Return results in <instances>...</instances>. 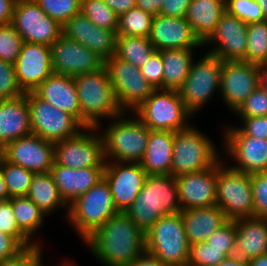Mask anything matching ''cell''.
<instances>
[{
    "instance_id": "obj_1",
    "label": "cell",
    "mask_w": 267,
    "mask_h": 266,
    "mask_svg": "<svg viewBox=\"0 0 267 266\" xmlns=\"http://www.w3.org/2000/svg\"><path fill=\"white\" fill-rule=\"evenodd\" d=\"M104 266H128L146 251L145 233L118 212L84 240Z\"/></svg>"
},
{
    "instance_id": "obj_2",
    "label": "cell",
    "mask_w": 267,
    "mask_h": 266,
    "mask_svg": "<svg viewBox=\"0 0 267 266\" xmlns=\"http://www.w3.org/2000/svg\"><path fill=\"white\" fill-rule=\"evenodd\" d=\"M181 210L176 177L148 175L142 190L125 213L146 233L160 217Z\"/></svg>"
},
{
    "instance_id": "obj_3",
    "label": "cell",
    "mask_w": 267,
    "mask_h": 266,
    "mask_svg": "<svg viewBox=\"0 0 267 266\" xmlns=\"http://www.w3.org/2000/svg\"><path fill=\"white\" fill-rule=\"evenodd\" d=\"M80 106V123L86 127L101 126L102 118L112 119L123 111L116 101L106 67L74 77ZM101 119V120H100Z\"/></svg>"
},
{
    "instance_id": "obj_4",
    "label": "cell",
    "mask_w": 267,
    "mask_h": 266,
    "mask_svg": "<svg viewBox=\"0 0 267 266\" xmlns=\"http://www.w3.org/2000/svg\"><path fill=\"white\" fill-rule=\"evenodd\" d=\"M125 113L112 118L113 122L101 133L106 162L113 159L139 163L144 156L150 129L136 115L126 118Z\"/></svg>"
},
{
    "instance_id": "obj_5",
    "label": "cell",
    "mask_w": 267,
    "mask_h": 266,
    "mask_svg": "<svg viewBox=\"0 0 267 266\" xmlns=\"http://www.w3.org/2000/svg\"><path fill=\"white\" fill-rule=\"evenodd\" d=\"M118 212L109 185L102 178L69 205L68 216L66 217L84 241Z\"/></svg>"
},
{
    "instance_id": "obj_6",
    "label": "cell",
    "mask_w": 267,
    "mask_h": 266,
    "mask_svg": "<svg viewBox=\"0 0 267 266\" xmlns=\"http://www.w3.org/2000/svg\"><path fill=\"white\" fill-rule=\"evenodd\" d=\"M146 251L168 266H187L190 244L181 212L160 217L145 233Z\"/></svg>"
},
{
    "instance_id": "obj_7",
    "label": "cell",
    "mask_w": 267,
    "mask_h": 266,
    "mask_svg": "<svg viewBox=\"0 0 267 266\" xmlns=\"http://www.w3.org/2000/svg\"><path fill=\"white\" fill-rule=\"evenodd\" d=\"M212 140L189 126L174 132L171 175L198 172L212 168L221 157Z\"/></svg>"
},
{
    "instance_id": "obj_8",
    "label": "cell",
    "mask_w": 267,
    "mask_h": 266,
    "mask_svg": "<svg viewBox=\"0 0 267 266\" xmlns=\"http://www.w3.org/2000/svg\"><path fill=\"white\" fill-rule=\"evenodd\" d=\"M133 112L150 130L158 131L185 129L193 116L178 91L159 88Z\"/></svg>"
},
{
    "instance_id": "obj_9",
    "label": "cell",
    "mask_w": 267,
    "mask_h": 266,
    "mask_svg": "<svg viewBox=\"0 0 267 266\" xmlns=\"http://www.w3.org/2000/svg\"><path fill=\"white\" fill-rule=\"evenodd\" d=\"M216 163V205L228 220L254 217L251 174Z\"/></svg>"
},
{
    "instance_id": "obj_10",
    "label": "cell",
    "mask_w": 267,
    "mask_h": 266,
    "mask_svg": "<svg viewBox=\"0 0 267 266\" xmlns=\"http://www.w3.org/2000/svg\"><path fill=\"white\" fill-rule=\"evenodd\" d=\"M223 61L206 53L200 60L192 63L184 84L178 90L187 109L194 115L212 97L220 92Z\"/></svg>"
},
{
    "instance_id": "obj_11",
    "label": "cell",
    "mask_w": 267,
    "mask_h": 266,
    "mask_svg": "<svg viewBox=\"0 0 267 266\" xmlns=\"http://www.w3.org/2000/svg\"><path fill=\"white\" fill-rule=\"evenodd\" d=\"M105 67L116 101L123 112L135 111L151 96L154 87L144 78L139 67L116 55L105 61Z\"/></svg>"
},
{
    "instance_id": "obj_12",
    "label": "cell",
    "mask_w": 267,
    "mask_h": 266,
    "mask_svg": "<svg viewBox=\"0 0 267 266\" xmlns=\"http://www.w3.org/2000/svg\"><path fill=\"white\" fill-rule=\"evenodd\" d=\"M25 95L30 108L32 134L57 143L85 128L74 116L47 103L34 91L26 92Z\"/></svg>"
},
{
    "instance_id": "obj_13",
    "label": "cell",
    "mask_w": 267,
    "mask_h": 266,
    "mask_svg": "<svg viewBox=\"0 0 267 266\" xmlns=\"http://www.w3.org/2000/svg\"><path fill=\"white\" fill-rule=\"evenodd\" d=\"M96 129L86 127L73 137L54 143V161L74 169L105 167L103 140Z\"/></svg>"
},
{
    "instance_id": "obj_14",
    "label": "cell",
    "mask_w": 267,
    "mask_h": 266,
    "mask_svg": "<svg viewBox=\"0 0 267 266\" xmlns=\"http://www.w3.org/2000/svg\"><path fill=\"white\" fill-rule=\"evenodd\" d=\"M24 42L52 46L62 26L50 18L35 0H17L11 23Z\"/></svg>"
},
{
    "instance_id": "obj_15",
    "label": "cell",
    "mask_w": 267,
    "mask_h": 266,
    "mask_svg": "<svg viewBox=\"0 0 267 266\" xmlns=\"http://www.w3.org/2000/svg\"><path fill=\"white\" fill-rule=\"evenodd\" d=\"M236 127L224 129V150L236 162L230 168L247 174L267 172V139L247 136Z\"/></svg>"
},
{
    "instance_id": "obj_16",
    "label": "cell",
    "mask_w": 267,
    "mask_h": 266,
    "mask_svg": "<svg viewBox=\"0 0 267 266\" xmlns=\"http://www.w3.org/2000/svg\"><path fill=\"white\" fill-rule=\"evenodd\" d=\"M147 176L138 162H105L103 178L119 212H125L134 203Z\"/></svg>"
},
{
    "instance_id": "obj_17",
    "label": "cell",
    "mask_w": 267,
    "mask_h": 266,
    "mask_svg": "<svg viewBox=\"0 0 267 266\" xmlns=\"http://www.w3.org/2000/svg\"><path fill=\"white\" fill-rule=\"evenodd\" d=\"M51 51L53 73L59 75L75 77L105 66V61L97 54L63 34L52 44Z\"/></svg>"
},
{
    "instance_id": "obj_18",
    "label": "cell",
    "mask_w": 267,
    "mask_h": 266,
    "mask_svg": "<svg viewBox=\"0 0 267 266\" xmlns=\"http://www.w3.org/2000/svg\"><path fill=\"white\" fill-rule=\"evenodd\" d=\"M259 65L246 61H223L220 92L233 113L259 86Z\"/></svg>"
},
{
    "instance_id": "obj_19",
    "label": "cell",
    "mask_w": 267,
    "mask_h": 266,
    "mask_svg": "<svg viewBox=\"0 0 267 266\" xmlns=\"http://www.w3.org/2000/svg\"><path fill=\"white\" fill-rule=\"evenodd\" d=\"M0 155L8 162L34 173L50 172L54 159V143L30 134L8 143Z\"/></svg>"
},
{
    "instance_id": "obj_20",
    "label": "cell",
    "mask_w": 267,
    "mask_h": 266,
    "mask_svg": "<svg viewBox=\"0 0 267 266\" xmlns=\"http://www.w3.org/2000/svg\"><path fill=\"white\" fill-rule=\"evenodd\" d=\"M211 42L215 45L208 52L212 56L222 61H246L247 24L226 10L203 45Z\"/></svg>"
},
{
    "instance_id": "obj_21",
    "label": "cell",
    "mask_w": 267,
    "mask_h": 266,
    "mask_svg": "<svg viewBox=\"0 0 267 266\" xmlns=\"http://www.w3.org/2000/svg\"><path fill=\"white\" fill-rule=\"evenodd\" d=\"M14 66L22 90L34 91L53 73L51 46L24 42Z\"/></svg>"
},
{
    "instance_id": "obj_22",
    "label": "cell",
    "mask_w": 267,
    "mask_h": 266,
    "mask_svg": "<svg viewBox=\"0 0 267 266\" xmlns=\"http://www.w3.org/2000/svg\"><path fill=\"white\" fill-rule=\"evenodd\" d=\"M62 34L83 44L104 61L115 55L117 32L96 26L82 12L75 14L62 26Z\"/></svg>"
},
{
    "instance_id": "obj_23",
    "label": "cell",
    "mask_w": 267,
    "mask_h": 266,
    "mask_svg": "<svg viewBox=\"0 0 267 266\" xmlns=\"http://www.w3.org/2000/svg\"><path fill=\"white\" fill-rule=\"evenodd\" d=\"M149 40L156 51L204 46L185 17L154 15Z\"/></svg>"
},
{
    "instance_id": "obj_24",
    "label": "cell",
    "mask_w": 267,
    "mask_h": 266,
    "mask_svg": "<svg viewBox=\"0 0 267 266\" xmlns=\"http://www.w3.org/2000/svg\"><path fill=\"white\" fill-rule=\"evenodd\" d=\"M182 210L216 205V164L212 168L176 176Z\"/></svg>"
},
{
    "instance_id": "obj_25",
    "label": "cell",
    "mask_w": 267,
    "mask_h": 266,
    "mask_svg": "<svg viewBox=\"0 0 267 266\" xmlns=\"http://www.w3.org/2000/svg\"><path fill=\"white\" fill-rule=\"evenodd\" d=\"M235 243L228 258L239 263H249L252 258L267 254V219L244 217L236 219Z\"/></svg>"
},
{
    "instance_id": "obj_26",
    "label": "cell",
    "mask_w": 267,
    "mask_h": 266,
    "mask_svg": "<svg viewBox=\"0 0 267 266\" xmlns=\"http://www.w3.org/2000/svg\"><path fill=\"white\" fill-rule=\"evenodd\" d=\"M104 168L74 169L58 165L54 161L50 174L62 198L70 205L76 198L83 195L103 178Z\"/></svg>"
},
{
    "instance_id": "obj_27",
    "label": "cell",
    "mask_w": 267,
    "mask_h": 266,
    "mask_svg": "<svg viewBox=\"0 0 267 266\" xmlns=\"http://www.w3.org/2000/svg\"><path fill=\"white\" fill-rule=\"evenodd\" d=\"M32 134L27 96L0 100V151L10 142Z\"/></svg>"
},
{
    "instance_id": "obj_28",
    "label": "cell",
    "mask_w": 267,
    "mask_h": 266,
    "mask_svg": "<svg viewBox=\"0 0 267 266\" xmlns=\"http://www.w3.org/2000/svg\"><path fill=\"white\" fill-rule=\"evenodd\" d=\"M34 92L47 103L80 122V106L74 77L52 73Z\"/></svg>"
},
{
    "instance_id": "obj_29",
    "label": "cell",
    "mask_w": 267,
    "mask_h": 266,
    "mask_svg": "<svg viewBox=\"0 0 267 266\" xmlns=\"http://www.w3.org/2000/svg\"><path fill=\"white\" fill-rule=\"evenodd\" d=\"M174 131L150 130L148 143L139 162L147 175H171Z\"/></svg>"
},
{
    "instance_id": "obj_30",
    "label": "cell",
    "mask_w": 267,
    "mask_h": 266,
    "mask_svg": "<svg viewBox=\"0 0 267 266\" xmlns=\"http://www.w3.org/2000/svg\"><path fill=\"white\" fill-rule=\"evenodd\" d=\"M181 217L190 245L205 242L213 232L228 221L217 205L181 210Z\"/></svg>"
},
{
    "instance_id": "obj_31",
    "label": "cell",
    "mask_w": 267,
    "mask_h": 266,
    "mask_svg": "<svg viewBox=\"0 0 267 266\" xmlns=\"http://www.w3.org/2000/svg\"><path fill=\"white\" fill-rule=\"evenodd\" d=\"M225 11L226 0H191L185 18L194 34L204 43L215 31Z\"/></svg>"
},
{
    "instance_id": "obj_32",
    "label": "cell",
    "mask_w": 267,
    "mask_h": 266,
    "mask_svg": "<svg viewBox=\"0 0 267 266\" xmlns=\"http://www.w3.org/2000/svg\"><path fill=\"white\" fill-rule=\"evenodd\" d=\"M193 49L161 50L163 62L162 89L178 91L193 63Z\"/></svg>"
},
{
    "instance_id": "obj_33",
    "label": "cell",
    "mask_w": 267,
    "mask_h": 266,
    "mask_svg": "<svg viewBox=\"0 0 267 266\" xmlns=\"http://www.w3.org/2000/svg\"><path fill=\"white\" fill-rule=\"evenodd\" d=\"M27 196L46 215L63 207L67 208L68 216L69 205L62 198L50 172L34 174Z\"/></svg>"
},
{
    "instance_id": "obj_34",
    "label": "cell",
    "mask_w": 267,
    "mask_h": 266,
    "mask_svg": "<svg viewBox=\"0 0 267 266\" xmlns=\"http://www.w3.org/2000/svg\"><path fill=\"white\" fill-rule=\"evenodd\" d=\"M9 201L19 229L34 241L32 237L43 225L46 214L28 196L13 197Z\"/></svg>"
},
{
    "instance_id": "obj_35",
    "label": "cell",
    "mask_w": 267,
    "mask_h": 266,
    "mask_svg": "<svg viewBox=\"0 0 267 266\" xmlns=\"http://www.w3.org/2000/svg\"><path fill=\"white\" fill-rule=\"evenodd\" d=\"M156 51L149 38L117 35L115 55L136 67H141Z\"/></svg>"
},
{
    "instance_id": "obj_36",
    "label": "cell",
    "mask_w": 267,
    "mask_h": 266,
    "mask_svg": "<svg viewBox=\"0 0 267 266\" xmlns=\"http://www.w3.org/2000/svg\"><path fill=\"white\" fill-rule=\"evenodd\" d=\"M0 168L10 198L27 196L34 172L6 161L0 155Z\"/></svg>"
},
{
    "instance_id": "obj_37",
    "label": "cell",
    "mask_w": 267,
    "mask_h": 266,
    "mask_svg": "<svg viewBox=\"0 0 267 266\" xmlns=\"http://www.w3.org/2000/svg\"><path fill=\"white\" fill-rule=\"evenodd\" d=\"M154 15L137 7L118 18L117 35L149 38Z\"/></svg>"
},
{
    "instance_id": "obj_38",
    "label": "cell",
    "mask_w": 267,
    "mask_h": 266,
    "mask_svg": "<svg viewBox=\"0 0 267 266\" xmlns=\"http://www.w3.org/2000/svg\"><path fill=\"white\" fill-rule=\"evenodd\" d=\"M246 62L267 63V21L247 24Z\"/></svg>"
},
{
    "instance_id": "obj_39",
    "label": "cell",
    "mask_w": 267,
    "mask_h": 266,
    "mask_svg": "<svg viewBox=\"0 0 267 266\" xmlns=\"http://www.w3.org/2000/svg\"><path fill=\"white\" fill-rule=\"evenodd\" d=\"M81 12L96 26L117 32L119 16L104 0H81Z\"/></svg>"
},
{
    "instance_id": "obj_40",
    "label": "cell",
    "mask_w": 267,
    "mask_h": 266,
    "mask_svg": "<svg viewBox=\"0 0 267 266\" xmlns=\"http://www.w3.org/2000/svg\"><path fill=\"white\" fill-rule=\"evenodd\" d=\"M40 8L63 26L71 17L81 12V0H35Z\"/></svg>"
},
{
    "instance_id": "obj_41",
    "label": "cell",
    "mask_w": 267,
    "mask_h": 266,
    "mask_svg": "<svg viewBox=\"0 0 267 266\" xmlns=\"http://www.w3.org/2000/svg\"><path fill=\"white\" fill-rule=\"evenodd\" d=\"M23 39L11 23L0 24V59L15 63L23 46Z\"/></svg>"
},
{
    "instance_id": "obj_42",
    "label": "cell",
    "mask_w": 267,
    "mask_h": 266,
    "mask_svg": "<svg viewBox=\"0 0 267 266\" xmlns=\"http://www.w3.org/2000/svg\"><path fill=\"white\" fill-rule=\"evenodd\" d=\"M227 256L206 241L190 245L187 266H216Z\"/></svg>"
},
{
    "instance_id": "obj_43",
    "label": "cell",
    "mask_w": 267,
    "mask_h": 266,
    "mask_svg": "<svg viewBox=\"0 0 267 266\" xmlns=\"http://www.w3.org/2000/svg\"><path fill=\"white\" fill-rule=\"evenodd\" d=\"M226 10L246 24L265 21L256 0H226Z\"/></svg>"
},
{
    "instance_id": "obj_44",
    "label": "cell",
    "mask_w": 267,
    "mask_h": 266,
    "mask_svg": "<svg viewBox=\"0 0 267 266\" xmlns=\"http://www.w3.org/2000/svg\"><path fill=\"white\" fill-rule=\"evenodd\" d=\"M0 231L13 236L23 247L40 245L38 241H31L19 229L9 200L0 201Z\"/></svg>"
},
{
    "instance_id": "obj_45",
    "label": "cell",
    "mask_w": 267,
    "mask_h": 266,
    "mask_svg": "<svg viewBox=\"0 0 267 266\" xmlns=\"http://www.w3.org/2000/svg\"><path fill=\"white\" fill-rule=\"evenodd\" d=\"M13 63L0 59V100L13 99L24 95Z\"/></svg>"
},
{
    "instance_id": "obj_46",
    "label": "cell",
    "mask_w": 267,
    "mask_h": 266,
    "mask_svg": "<svg viewBox=\"0 0 267 266\" xmlns=\"http://www.w3.org/2000/svg\"><path fill=\"white\" fill-rule=\"evenodd\" d=\"M234 113L240 117L267 116V94L258 86Z\"/></svg>"
},
{
    "instance_id": "obj_47",
    "label": "cell",
    "mask_w": 267,
    "mask_h": 266,
    "mask_svg": "<svg viewBox=\"0 0 267 266\" xmlns=\"http://www.w3.org/2000/svg\"><path fill=\"white\" fill-rule=\"evenodd\" d=\"M254 216L267 219V172L251 174Z\"/></svg>"
},
{
    "instance_id": "obj_48",
    "label": "cell",
    "mask_w": 267,
    "mask_h": 266,
    "mask_svg": "<svg viewBox=\"0 0 267 266\" xmlns=\"http://www.w3.org/2000/svg\"><path fill=\"white\" fill-rule=\"evenodd\" d=\"M236 233V220H228L218 230L213 232L206 242L216 249H221L228 256L230 249L235 243Z\"/></svg>"
},
{
    "instance_id": "obj_49",
    "label": "cell",
    "mask_w": 267,
    "mask_h": 266,
    "mask_svg": "<svg viewBox=\"0 0 267 266\" xmlns=\"http://www.w3.org/2000/svg\"><path fill=\"white\" fill-rule=\"evenodd\" d=\"M41 245L24 247L16 255L6 258L0 266H43Z\"/></svg>"
},
{
    "instance_id": "obj_50",
    "label": "cell",
    "mask_w": 267,
    "mask_h": 266,
    "mask_svg": "<svg viewBox=\"0 0 267 266\" xmlns=\"http://www.w3.org/2000/svg\"><path fill=\"white\" fill-rule=\"evenodd\" d=\"M140 70L154 89H162L163 62L159 51H155L145 64L140 67Z\"/></svg>"
},
{
    "instance_id": "obj_51",
    "label": "cell",
    "mask_w": 267,
    "mask_h": 266,
    "mask_svg": "<svg viewBox=\"0 0 267 266\" xmlns=\"http://www.w3.org/2000/svg\"><path fill=\"white\" fill-rule=\"evenodd\" d=\"M244 122L238 127L245 135L258 139H267V116L263 117H240Z\"/></svg>"
},
{
    "instance_id": "obj_52",
    "label": "cell",
    "mask_w": 267,
    "mask_h": 266,
    "mask_svg": "<svg viewBox=\"0 0 267 266\" xmlns=\"http://www.w3.org/2000/svg\"><path fill=\"white\" fill-rule=\"evenodd\" d=\"M191 0H163L160 14L170 17H185Z\"/></svg>"
},
{
    "instance_id": "obj_53",
    "label": "cell",
    "mask_w": 267,
    "mask_h": 266,
    "mask_svg": "<svg viewBox=\"0 0 267 266\" xmlns=\"http://www.w3.org/2000/svg\"><path fill=\"white\" fill-rule=\"evenodd\" d=\"M24 247L11 235L0 231V263L12 257Z\"/></svg>"
},
{
    "instance_id": "obj_54",
    "label": "cell",
    "mask_w": 267,
    "mask_h": 266,
    "mask_svg": "<svg viewBox=\"0 0 267 266\" xmlns=\"http://www.w3.org/2000/svg\"><path fill=\"white\" fill-rule=\"evenodd\" d=\"M17 0H0V24L12 23Z\"/></svg>"
},
{
    "instance_id": "obj_55",
    "label": "cell",
    "mask_w": 267,
    "mask_h": 266,
    "mask_svg": "<svg viewBox=\"0 0 267 266\" xmlns=\"http://www.w3.org/2000/svg\"><path fill=\"white\" fill-rule=\"evenodd\" d=\"M104 2L117 16H120L128 10L136 7L135 0H104Z\"/></svg>"
},
{
    "instance_id": "obj_56",
    "label": "cell",
    "mask_w": 267,
    "mask_h": 266,
    "mask_svg": "<svg viewBox=\"0 0 267 266\" xmlns=\"http://www.w3.org/2000/svg\"><path fill=\"white\" fill-rule=\"evenodd\" d=\"M128 266H168V265L164 264L160 259L156 258L154 255L145 251Z\"/></svg>"
},
{
    "instance_id": "obj_57",
    "label": "cell",
    "mask_w": 267,
    "mask_h": 266,
    "mask_svg": "<svg viewBox=\"0 0 267 266\" xmlns=\"http://www.w3.org/2000/svg\"><path fill=\"white\" fill-rule=\"evenodd\" d=\"M136 7L152 15L160 14L163 0H135Z\"/></svg>"
},
{
    "instance_id": "obj_58",
    "label": "cell",
    "mask_w": 267,
    "mask_h": 266,
    "mask_svg": "<svg viewBox=\"0 0 267 266\" xmlns=\"http://www.w3.org/2000/svg\"><path fill=\"white\" fill-rule=\"evenodd\" d=\"M260 78H259V87L267 94V66L260 65Z\"/></svg>"
},
{
    "instance_id": "obj_59",
    "label": "cell",
    "mask_w": 267,
    "mask_h": 266,
    "mask_svg": "<svg viewBox=\"0 0 267 266\" xmlns=\"http://www.w3.org/2000/svg\"><path fill=\"white\" fill-rule=\"evenodd\" d=\"M9 199H10V196L7 192L4 177H3V174L0 168V201H6Z\"/></svg>"
},
{
    "instance_id": "obj_60",
    "label": "cell",
    "mask_w": 267,
    "mask_h": 266,
    "mask_svg": "<svg viewBox=\"0 0 267 266\" xmlns=\"http://www.w3.org/2000/svg\"><path fill=\"white\" fill-rule=\"evenodd\" d=\"M249 266H267V254L252 258Z\"/></svg>"
},
{
    "instance_id": "obj_61",
    "label": "cell",
    "mask_w": 267,
    "mask_h": 266,
    "mask_svg": "<svg viewBox=\"0 0 267 266\" xmlns=\"http://www.w3.org/2000/svg\"><path fill=\"white\" fill-rule=\"evenodd\" d=\"M216 266H249V263H239L233 259L226 257L223 261H221Z\"/></svg>"
},
{
    "instance_id": "obj_62",
    "label": "cell",
    "mask_w": 267,
    "mask_h": 266,
    "mask_svg": "<svg viewBox=\"0 0 267 266\" xmlns=\"http://www.w3.org/2000/svg\"><path fill=\"white\" fill-rule=\"evenodd\" d=\"M257 3L261 6V9L264 14V19L267 21V0H256Z\"/></svg>"
},
{
    "instance_id": "obj_63",
    "label": "cell",
    "mask_w": 267,
    "mask_h": 266,
    "mask_svg": "<svg viewBox=\"0 0 267 266\" xmlns=\"http://www.w3.org/2000/svg\"><path fill=\"white\" fill-rule=\"evenodd\" d=\"M60 266H73L72 264H71V262H63Z\"/></svg>"
}]
</instances>
